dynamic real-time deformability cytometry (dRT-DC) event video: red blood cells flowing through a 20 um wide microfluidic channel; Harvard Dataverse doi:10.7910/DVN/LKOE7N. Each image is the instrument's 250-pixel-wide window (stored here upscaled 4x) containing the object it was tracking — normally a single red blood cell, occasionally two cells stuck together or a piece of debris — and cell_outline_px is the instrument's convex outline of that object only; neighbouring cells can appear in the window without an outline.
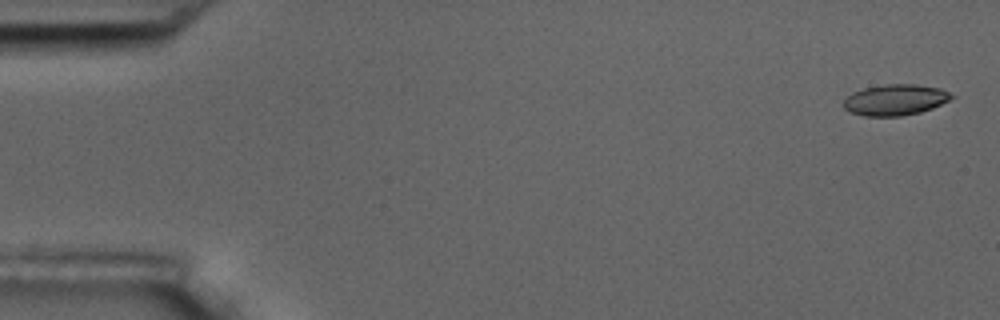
{"species": "common noctule bat (a hibernating species)", "species_latin": "Nyctalus noctula", "temperature_condition": "room temperature", "stored_images_in_passage": 15, "camera_frame_rate_fps": 3000, "um_per_image_px": 0.085, "animal": {"sex": "male", "body_mass_g": 17.5, "forearm_length_mm": 52.3}, "frame": {"image": 1, "passage_image": 1, "time_ms": 0.0, "image_size_px": [1000, 320], "cell_outline_px": [[956, 96], [932, 108], [920, 112], [900, 116], [864, 116], [852, 112], [844, 108], [844, 100], [852, 92], [864, 88], [884, 84], [916, 84], [940, 88]], "centroid_in_image_um": [76.09, 8.48], "position_along_channel_um": 8.9, "area_um2": 19.36}}
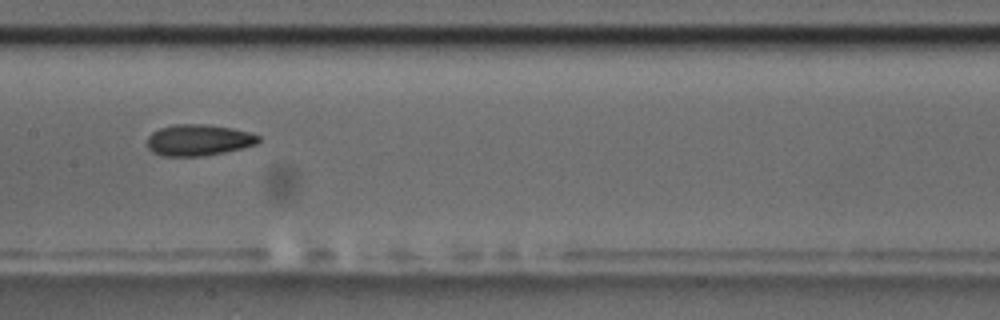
{"frame": {"image": 2, "passage_image": 8, "time_ms": 9.0, "image_size_px": [1000, 320], "cell_outline_px": [[260, 140], [256, 144], [224, 152], [200, 156], [160, 156], [152, 152], [148, 148], [148, 136], [152, 132], [160, 128], [176, 124], [208, 124], [232, 128], [248, 132], [260, 136]], "centroid_in_image_um": [16.85, 11.9], "position_along_channel_um": 190.6, "area_um2": 20.23}}
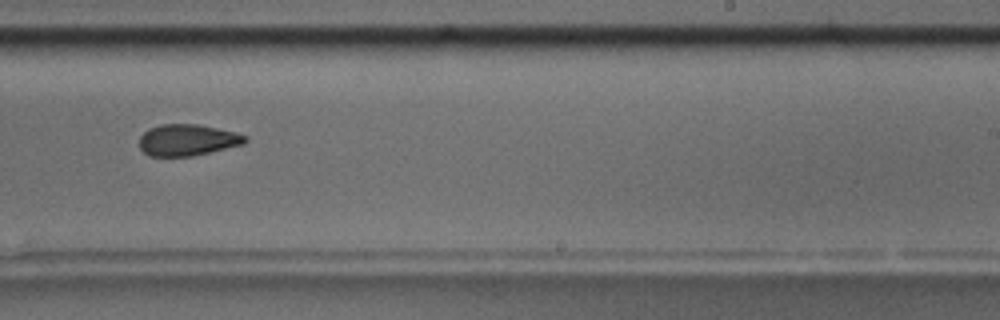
{"frame": {"image": 3, "passage_image": 10, "time_ms": 11.333, "image_size_px": [1000, 320], "cell_outline_px": [[248, 140], [244, 144], [192, 156], [148, 156], [140, 148], [140, 136], [148, 128], [160, 124], [196, 124], [216, 128], [248, 136]], "centroid_in_image_um": [15.91, 11.9], "position_along_channel_um": 273.1, "area_um2": 19.31}, "authors_computed_cell_mechanics": {"area_um2": 20.0566, "velocity_mm_per_s": 3.5543, "shape_relaxation_time_tau1_ms": 4.8438, "shape_relaxation_time_tau2_ms": 4.6571, "deformation_change_tau1": 0.1235, "deformation_change_tau2": 0.112}}